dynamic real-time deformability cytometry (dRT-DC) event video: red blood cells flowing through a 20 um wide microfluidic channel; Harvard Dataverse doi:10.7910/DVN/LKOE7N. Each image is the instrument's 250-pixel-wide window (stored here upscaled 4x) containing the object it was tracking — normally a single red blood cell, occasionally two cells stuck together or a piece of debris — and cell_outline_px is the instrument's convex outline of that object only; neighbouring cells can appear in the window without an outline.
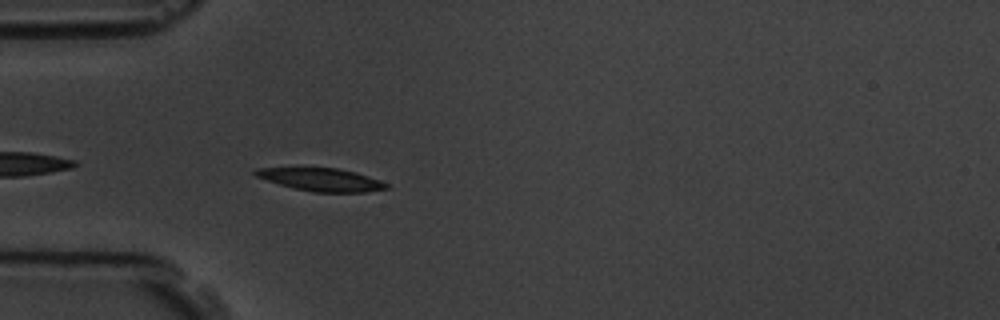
{"species": "common noctule bat (a hibernating species)", "species_latin": "Nyctalus noctula", "temperature_condition": "room temperature", "stored_images_in_passage": 5, "camera_frame_rate_fps": 3000, "um_per_image_px": 0.085, "animal": {"sex": "male", "body_mass_g": 19.5, "forearm_length_mm": 54.6}, "frame": {"image": 1, "passage_image": 5, "time_ms": 5.333, "image_size_px": [1000, 320], "cell_outline_px": [[388, 188], [364, 192], [312, 192], [280, 184], [256, 176], [252, 172], [256, 168], [336, 168], [356, 172], [380, 180], [388, 184]], "centroid_in_image_um": [27.33, 15.26], "position_along_channel_um": 57.7, "area_um2": 17.17}}